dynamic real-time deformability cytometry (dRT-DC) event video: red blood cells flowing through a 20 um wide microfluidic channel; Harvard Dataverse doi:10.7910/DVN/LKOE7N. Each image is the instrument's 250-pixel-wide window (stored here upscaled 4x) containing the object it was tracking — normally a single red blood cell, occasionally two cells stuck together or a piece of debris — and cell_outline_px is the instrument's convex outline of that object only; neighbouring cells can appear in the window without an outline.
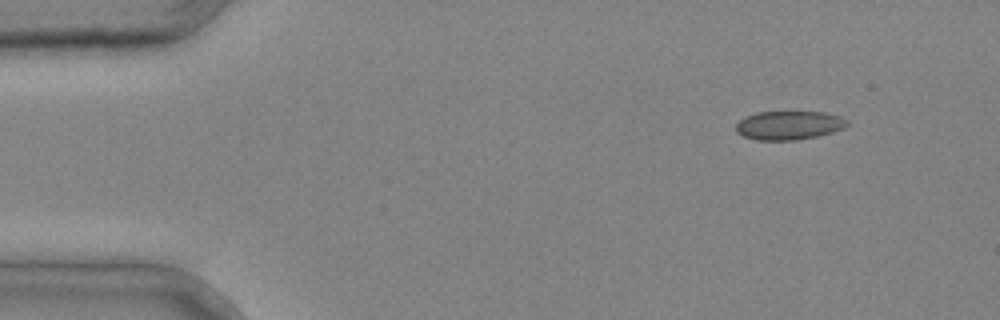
{"species": "common noctule bat (a hibernating species)", "species_latin": "Nyctalus noctula", "temperature_condition": "cold", "stored_images_in_passage": 3, "camera_frame_rate_fps": 3000, "um_per_image_px": 0.085, "animal": {"sex": "male", "body_mass_g": 20.4}, "frame": {"image": 1, "passage_image": 1, "time_ms": 0.0, "image_size_px": [1000, 320], "cell_outline_px": [[848, 124], [844, 128], [832, 132], [816, 136], [796, 140], [756, 140], [744, 136], [736, 132], [736, 124], [744, 116], [756, 112], [824, 112], [840, 116], [848, 120]], "centroid_in_image_um": [67.05, 10.64], "position_along_channel_um": 18.0, "area_um2": 18.67}}
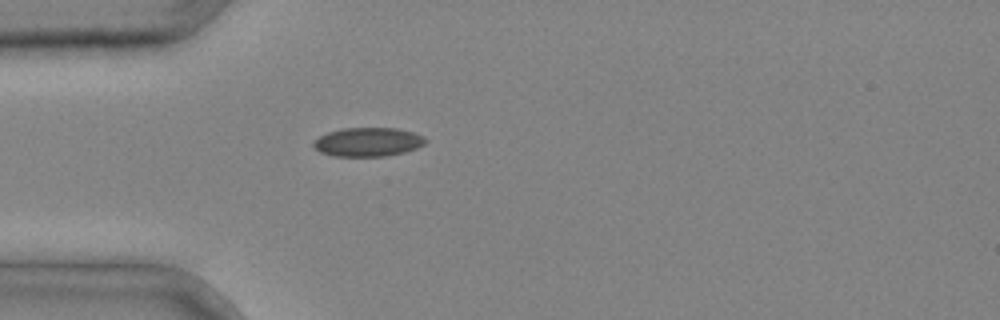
{"frame": {"image": 2, "passage_image": 3, "time_ms": 0.667, "image_size_px": [1000, 320], "cell_outline_px": [[428, 140], [424, 144], [416, 148], [404, 152], [384, 156], [332, 156], [320, 152], [312, 144], [320, 136], [328, 132], [340, 128], [396, 128], [412, 132], [424, 136]], "centroid_in_image_um": [31.28, 12.06], "position_along_channel_um": 53.7, "area_um2": 18.79}}